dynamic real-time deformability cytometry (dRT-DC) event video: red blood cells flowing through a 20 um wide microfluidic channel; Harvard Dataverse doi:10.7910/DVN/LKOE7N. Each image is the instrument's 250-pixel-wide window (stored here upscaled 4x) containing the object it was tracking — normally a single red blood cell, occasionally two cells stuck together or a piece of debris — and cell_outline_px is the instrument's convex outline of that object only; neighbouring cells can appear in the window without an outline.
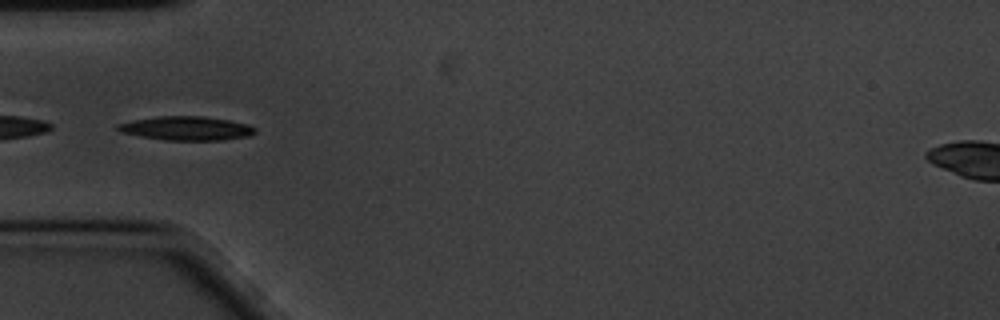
{"species": "common noctule bat (a hibernating species)", "species_latin": "Nyctalus noctula", "temperature_condition": "cold", "stored_images_in_passage": 42, "camera_frame_rate_fps": 3000, "um_per_image_px": 0.085, "animal": {"sex": "male", "body_mass_g": 20.1, "forearm_length_mm": 53.5}, "frame": {"image": 1, "passage_image": 1, "time_ms": 0.0, "image_size_px": [1000, 320], "cell_outline_px": [[256, 132], [252, 136], [224, 140], [164, 140], [120, 132], [116, 128], [116, 124], [132, 120], [160, 116], [204, 116], [228, 120], [248, 124], [256, 128]], "centroid_in_image_um": [15.88, 10.91], "position_along_channel_um": 69.1, "area_um2": 19.25}}
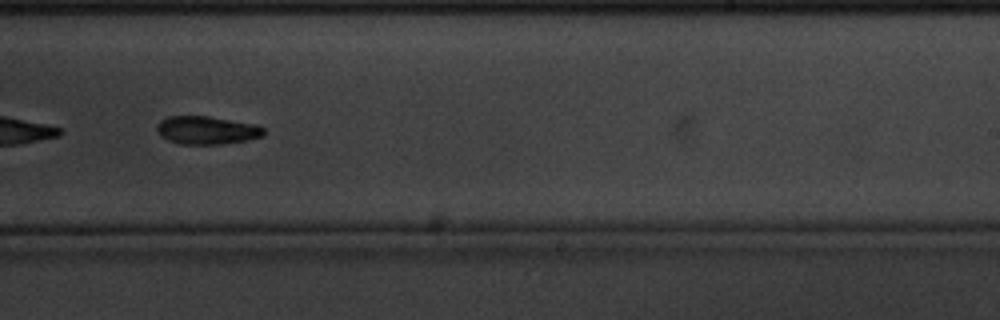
{"frame": {"image": 2, "passage_image": 19, "time_ms": 6.0, "image_size_px": [1000, 320], "cell_outline_px": [[264, 136], [248, 140], [220, 144], [180, 144], [168, 140], [160, 136], [156, 132], [156, 124], [160, 120], [168, 116], [208, 116], [256, 124], [264, 128]], "centroid_in_image_um": [17.55, 11.06], "position_along_channel_um": 271.5, "area_um2": 17.69}}
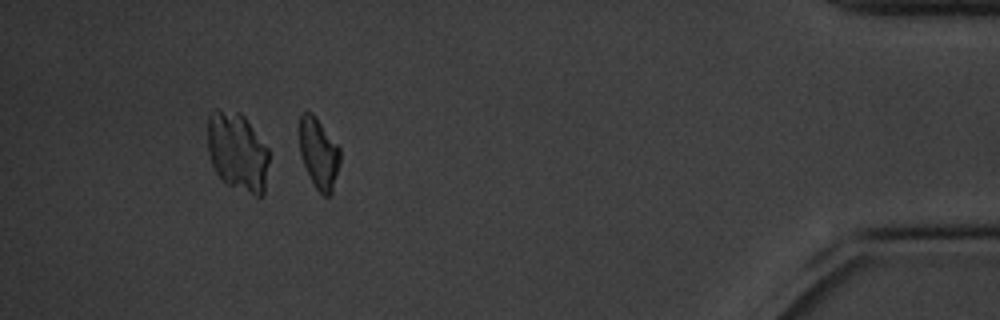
{"frame": {"image": 3, "passage_image": 36, "time_ms": 11.667, "image_size_px": [1000, 320], "cell_outline_px": [[340, 164], [332, 192], [328, 196], [324, 196], [316, 188], [304, 164], [300, 152], [300, 116], [304, 112], [312, 112], [316, 116], [340, 148]], "centroid_in_image_um": [27.12, 13.02], "position_along_channel_um": 408.1, "area_um2": 16.53}, "authors_computed_cell_mechanics": {"area_um2": 17.7446, "velocity_mm_per_s": 3.3639, "shape_relaxation_time_tau1_ms": 3.5668, "shape_relaxation_time_tau2_ms": null, "deformation_change_tau1": 0.1303, "deformation_change_tau2": null}}